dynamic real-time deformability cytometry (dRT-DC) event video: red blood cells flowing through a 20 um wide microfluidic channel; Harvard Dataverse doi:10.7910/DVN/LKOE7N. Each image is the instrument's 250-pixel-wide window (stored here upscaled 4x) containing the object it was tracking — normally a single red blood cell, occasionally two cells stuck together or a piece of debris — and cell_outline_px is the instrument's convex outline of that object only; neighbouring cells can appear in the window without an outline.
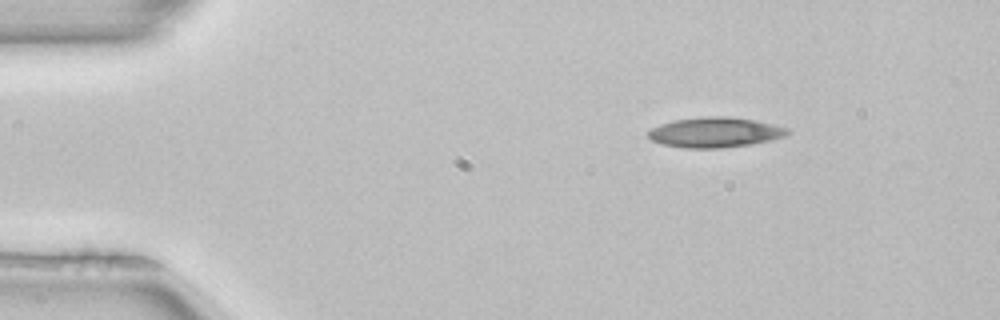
{"species": "common noctule bat (a hibernating species)", "species_latin": "Nyctalus noctula", "temperature_condition": "room temperature", "stored_images_in_passage": 4, "camera_frame_rate_fps": 3000, "um_per_image_px": 0.085, "animal": {"sex": "female", "body_mass_g": 22.7, "forearm_length_mm": 54.2}, "frame": {"image": 1, "passage_image": 1, "time_ms": 0.0, "image_size_px": [1000, 320], "cell_outline_px": [[792, 132], [784, 136], [768, 140], [748, 144], [720, 148], [684, 148], [664, 144], [652, 140], [648, 136], [648, 132], [652, 128], [660, 124], [676, 120], [704, 116], [728, 116], [756, 120], [776, 124], [788, 128]], "centroid_in_image_um": [60.81, 11.23], "position_along_channel_um": 24.2, "area_um2": 24.33}}
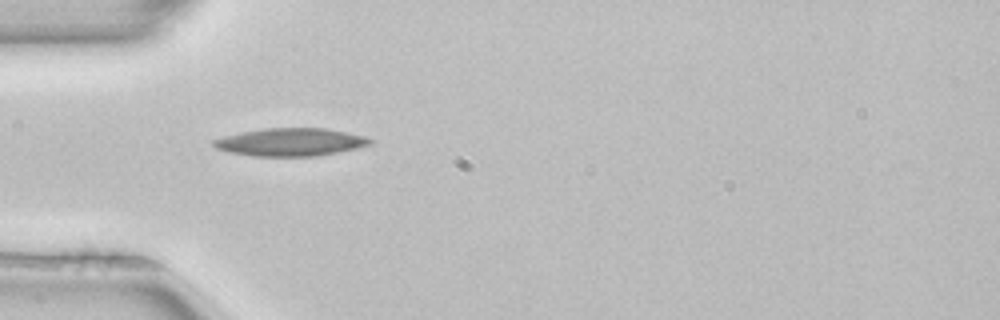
{"frame": {"image": 2, "passage_image": 3, "time_ms": 0.667, "image_size_px": [1000, 320], "cell_outline_px": [[376, 140], [372, 144], [356, 148], [320, 156], [252, 156], [228, 152], [216, 148], [212, 144], [212, 140], [224, 136], [264, 128], [328, 128], [368, 136]], "centroid_in_image_um": [24.76, 12.08], "position_along_channel_um": 60.2, "area_um2": 25.66}}